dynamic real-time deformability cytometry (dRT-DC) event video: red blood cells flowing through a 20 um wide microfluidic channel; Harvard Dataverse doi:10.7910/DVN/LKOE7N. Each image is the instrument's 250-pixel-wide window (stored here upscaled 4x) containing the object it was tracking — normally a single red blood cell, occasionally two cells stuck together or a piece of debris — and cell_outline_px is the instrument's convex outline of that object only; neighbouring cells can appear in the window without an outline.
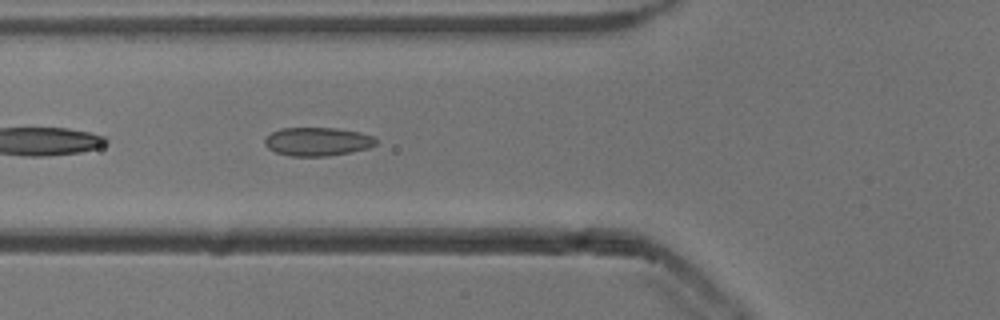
{"species": "common noctule bat (a hibernating species)", "species_latin": "Nyctalus noctula", "temperature_condition": "cold", "stored_images_in_passage": 38, "camera_frame_rate_fps": 3000, "um_per_image_px": 0.085, "animal": {"sex": "male", "body_mass_g": 13.3}, "frame": {"image": 1, "passage_image": 4, "time_ms": 1.0, "image_size_px": [1000, 320], "cell_outline_px": [[380, 140], [376, 144], [368, 148], [352, 152], [328, 156], [292, 156], [276, 152], [268, 148], [264, 144], [264, 140], [272, 132], [280, 128], [336, 128], [360, 132], [372, 136]], "centroid_in_image_um": [27.01, 12.03], "position_along_channel_um": 98.8, "area_um2": 18.55}}
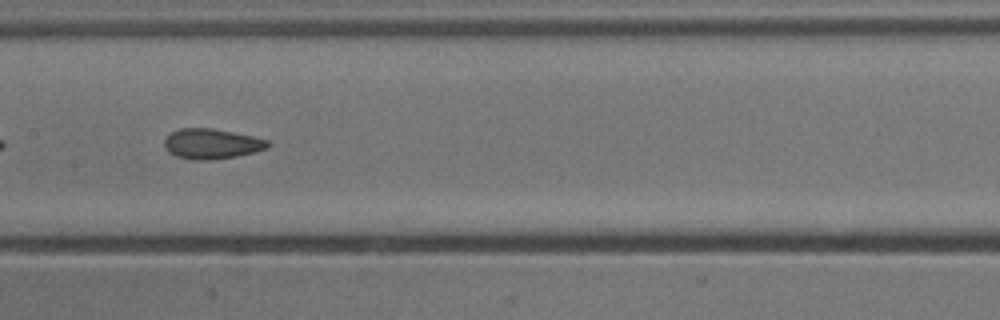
{"frame": {"image": 2, "passage_image": 11, "time_ms": 3.333, "image_size_px": [1000, 320], "cell_outline_px": [[272, 144], [268, 148], [236, 156], [208, 160], [192, 160], [176, 156], [168, 152], [164, 148], [164, 140], [172, 132], [180, 128], [212, 128], [252, 136], [268, 140]], "centroid_in_image_um": [17.98, 12.22], "position_along_channel_um": 189.4, "area_um2": 18.15}}
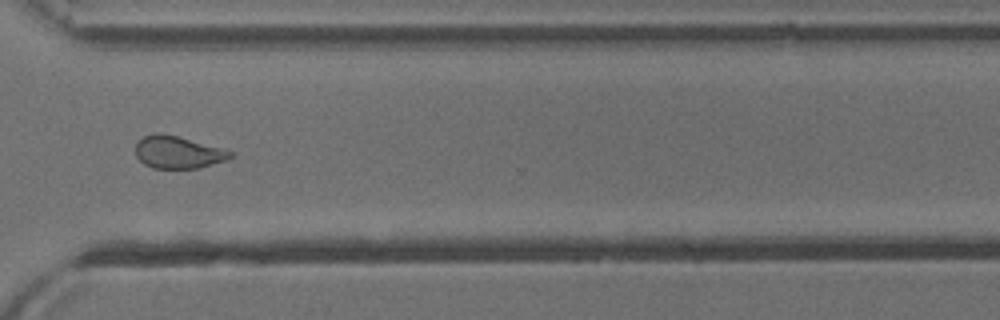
{"frame": {"image": 3, "passage_image": 24, "time_ms": 7.667, "image_size_px": [1000, 320], "cell_outline_px": [[232, 156], [228, 160], [200, 168], [152, 168], [144, 164], [136, 156], [136, 144], [144, 136], [156, 132], [160, 132], [224, 148], [232, 152]], "centroid_in_image_um": [15.14, 12.94], "position_along_channel_um": 355.5, "area_um2": 17.92}, "authors_computed_cell_mechanics": {"area_um2": 18.4093, "velocity_mm_per_s": 3.8527, "shape_relaxation_time_tau1_ms": null, "shape_relaxation_time_tau2_ms": 1.6757, "deformation_change_tau1": null, "deformation_change_tau2": 0.0713}}